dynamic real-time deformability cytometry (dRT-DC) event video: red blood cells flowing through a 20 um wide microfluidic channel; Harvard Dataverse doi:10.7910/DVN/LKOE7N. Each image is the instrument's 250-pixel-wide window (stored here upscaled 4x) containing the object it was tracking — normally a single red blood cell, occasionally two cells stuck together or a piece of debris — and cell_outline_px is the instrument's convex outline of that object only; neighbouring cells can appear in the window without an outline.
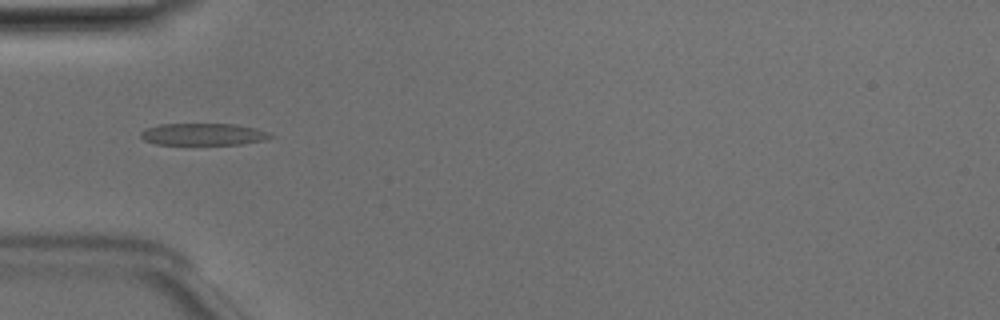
{"species": "Egyptian fruit bat (a non-hibernating species)", "species_latin": "Rousettus aegyptiacus", "temperature_condition": "room temperature", "stored_images_in_passage": 50, "camera_frame_rate_fps": 3000, "um_per_image_px": 0.085, "animal": {"sex": "male"}, "frame": {"image": 1, "passage_image": 16, "time_ms": 5.0, "image_size_px": [1000, 320], "cell_outline_px": [[276, 136], [264, 140], [240, 144], [156, 144], [144, 140], [140, 136], [140, 132], [144, 128], [160, 124], [236, 124], [256, 128], [268, 132]], "centroid_in_image_um": [17.27, 11.4], "position_along_channel_um": 67.7, "area_um2": 16.65}}
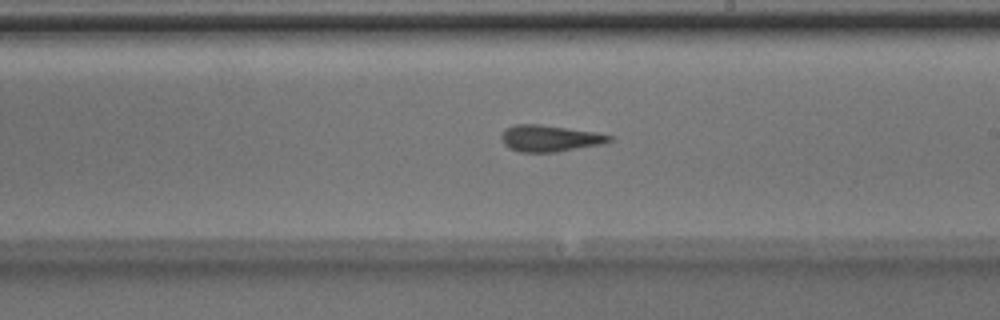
{"frame": {"image": 2, "passage_image": 29, "time_ms": 9.333, "image_size_px": [1000, 320], "cell_outline_px": [[616, 140], [600, 144], [556, 152], [520, 152], [508, 148], [504, 144], [500, 136], [504, 128], [516, 124], [540, 124], [592, 132], [612, 136]], "centroid_in_image_um": [46.68, 11.76], "position_along_channel_um": 242.3, "area_um2": 16.59}}
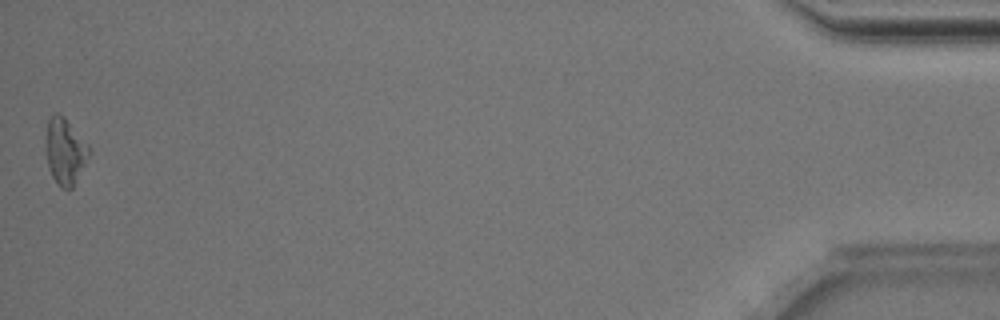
{"frame": {"image": 3, "passage_image": 50, "time_ms": 16.333, "image_size_px": [1000, 320], "cell_outline_px": [[88, 156], [72, 188], [60, 188], [52, 176], [48, 168], [48, 120], [56, 112], [64, 116], [88, 144]], "centroid_in_image_um": [5.54, 12.86], "position_along_channel_um": 429.7, "area_um2": 15.84}, "authors_computed_cell_mechanics": {"area_um2": 16.7331, "velocity_mm_per_s": 4.0308, "shape_relaxation_time_tau1_ms": 5.9928, "shape_relaxation_time_tau2_ms": 2.2904, "deformation_change_tau1": 0.1547, "deformation_change_tau2": 0.1126}}